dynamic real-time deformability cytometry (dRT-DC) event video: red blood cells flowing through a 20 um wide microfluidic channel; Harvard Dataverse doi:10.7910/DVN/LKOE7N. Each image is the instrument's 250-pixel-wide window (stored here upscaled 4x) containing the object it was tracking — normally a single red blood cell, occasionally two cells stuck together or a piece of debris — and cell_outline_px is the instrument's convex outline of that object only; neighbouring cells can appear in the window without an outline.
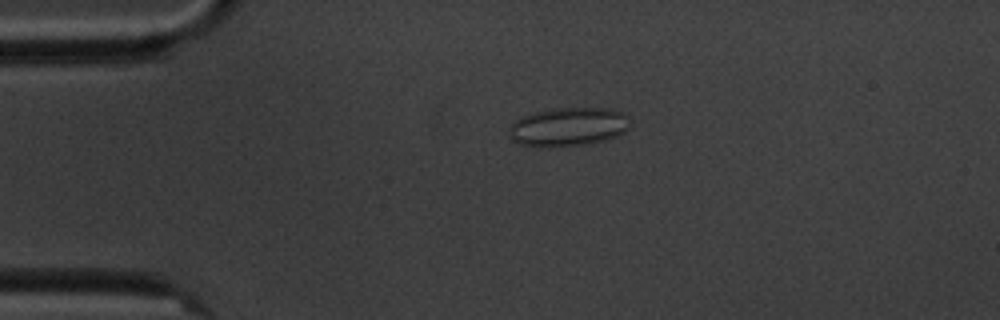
{"species": "common noctule bat (a hibernating species)", "species_latin": "Nyctalus noctula", "temperature_condition": "cold", "stored_images_in_passage": 4, "camera_frame_rate_fps": 3000, "um_per_image_px": 0.085, "animal": {"sex": "male", "body_mass_g": 20.1, "forearm_length_mm": 53.5}, "frame": {"image": 1, "passage_image": 3, "time_ms": 3.0, "image_size_px": [1000, 320], "cell_outline_px": [[628, 128], [624, 132], [616, 136], [604, 140], [588, 144], [540, 148], [536, 148], [520, 144], [512, 140], [508, 136], [508, 128], [520, 116], [552, 108], [608, 108], [620, 112], [628, 116]], "centroid_in_image_um": [48.24, 10.79], "position_along_channel_um": 36.8, "area_um2": 27.57}}